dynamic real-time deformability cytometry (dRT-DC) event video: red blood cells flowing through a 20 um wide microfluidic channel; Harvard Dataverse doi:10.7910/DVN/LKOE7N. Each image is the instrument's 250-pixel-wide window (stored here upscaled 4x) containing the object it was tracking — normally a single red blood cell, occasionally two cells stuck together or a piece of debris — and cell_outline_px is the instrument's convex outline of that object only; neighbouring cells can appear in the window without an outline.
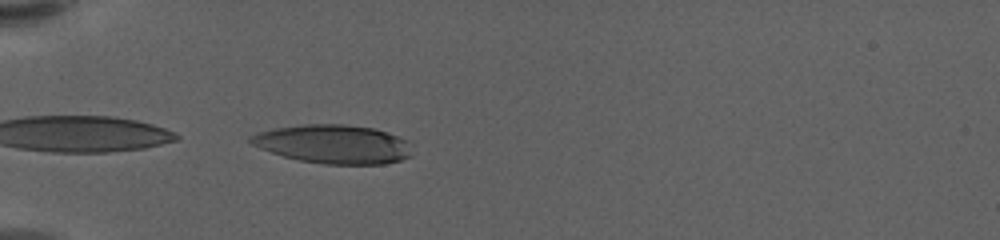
{"species": "human", "species_latin": "Homo sapiens", "temperature_condition": "warm", "stored_images_in_passage": 40, "camera_frame_rate_fps": 3000, "um_per_image_px": 0.085, "donor": {"sex": "female"}, "frame": {"image": 1, "passage_image": 1, "time_ms": 0.0, "image_size_px": [1000, 240], "cell_outline_px": [[412, 156], [400, 160], [384, 164], [324, 164], [300, 160], [284, 156], [260, 148], [252, 144], [248, 140], [248, 136], [256, 132], [272, 128], [300, 124], [344, 124], [372, 128], [408, 140]], "centroid_in_image_um": [28.3, 12.24], "position_along_channel_um": 56.7, "area_um2": 36.47}}
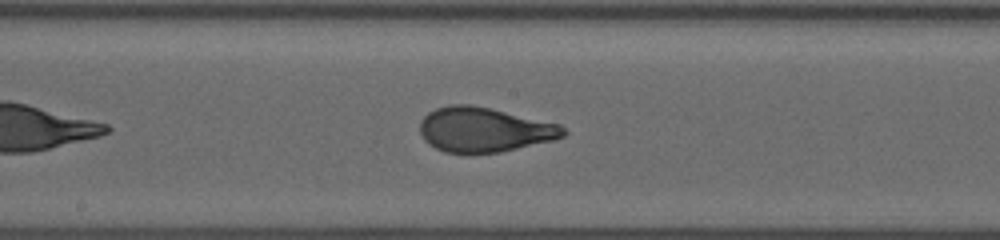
{"frame": {"image": 2, "passage_image": 15, "time_ms": 4.667, "image_size_px": [1000, 240], "cell_outline_px": [[568, 132], [564, 136], [556, 140], [500, 152], [444, 152], [428, 144], [424, 140], [420, 132], [420, 120], [428, 112], [436, 108], [448, 104], [468, 104], [488, 108], [560, 124]], "centroid_in_image_um": [41.15, 11.02], "position_along_channel_um": 207.0, "area_um2": 37.22}}
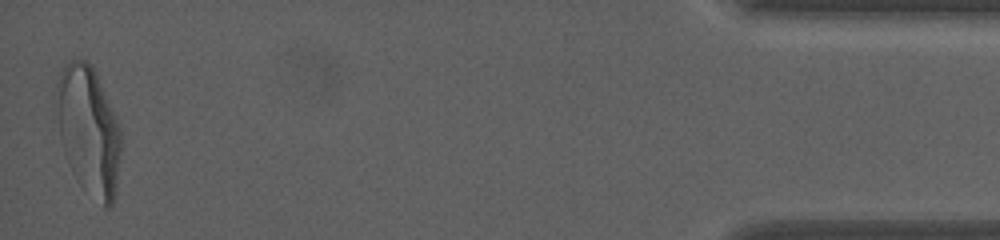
{"frame": {"image": 3, "passage_image": 40, "time_ms": 13.0, "image_size_px": [1000, 240], "cell_outline_px": [[120, 152], [116, 180], [112, 204], [108, 208], [104, 208], [76, 180], [68, 164], [60, 140], [52, 100], [52, 96], [60, 72], [68, 60], [88, 60], [92, 64], [96, 72], [120, 128]], "centroid_in_image_um": [7.45, 11.02], "position_along_channel_um": 427.7, "area_um2": 48.78}, "authors_computed_cell_mechanics": {"area_um2": 37.5411, "velocity_mm_per_s": 3.57, "shape_relaxation_time_tau1_ms": 4.4335, "shape_relaxation_time_tau2_ms": null, "deformation_change_tau1": 0.2222, "deformation_change_tau2": null}}